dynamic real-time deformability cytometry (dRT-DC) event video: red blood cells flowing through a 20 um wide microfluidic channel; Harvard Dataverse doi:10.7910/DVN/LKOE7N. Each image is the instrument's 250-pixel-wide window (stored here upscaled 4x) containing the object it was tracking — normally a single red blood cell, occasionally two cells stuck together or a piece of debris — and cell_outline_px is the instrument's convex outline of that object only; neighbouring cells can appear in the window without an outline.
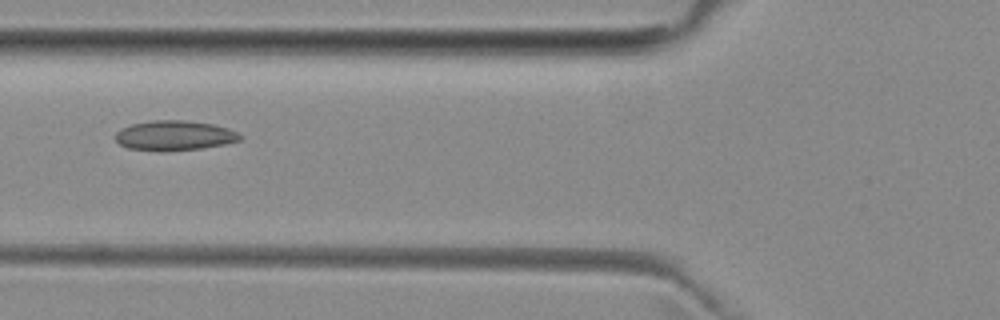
{"species": "common noctule bat (a hibernating species)", "species_latin": "Nyctalus noctula", "temperature_condition": "room temperature", "stored_images_in_passage": 6, "camera_frame_rate_fps": 3000, "um_per_image_px": 0.085, "animal": {"sex": "female", "body_mass_g": 29.2, "forearm_length_mm": 56.3}, "frame": {"image": 1, "passage_image": 5, "time_ms": 5.667, "image_size_px": [1000, 320], "cell_outline_px": [[244, 136], [240, 140], [224, 144], [200, 148], [160, 152], [128, 148], [120, 144], [116, 140], [116, 132], [120, 128], [132, 124], [152, 120], [184, 120], [212, 124], [228, 128]], "centroid_in_image_um": [14.81, 11.52], "position_along_channel_um": 111.0, "area_um2": 21.73}}
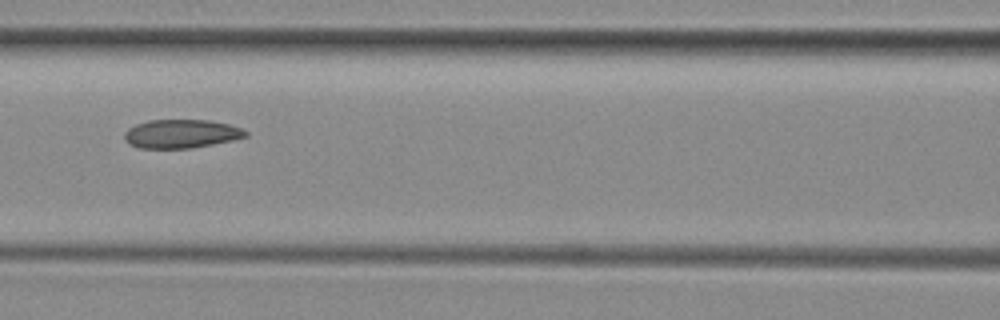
{"frame": {"image": 2, "passage_image": 6, "time_ms": 6.667, "image_size_px": [1000, 320], "cell_outline_px": [[248, 136], [232, 140], [192, 148], [140, 148], [128, 144], [124, 140], [124, 132], [128, 128], [136, 124], [148, 120], [208, 120], [228, 124], [240, 128], [248, 132]], "centroid_in_image_um": [15.36, 11.37], "position_along_channel_um": 151.2, "area_um2": 20.23}}